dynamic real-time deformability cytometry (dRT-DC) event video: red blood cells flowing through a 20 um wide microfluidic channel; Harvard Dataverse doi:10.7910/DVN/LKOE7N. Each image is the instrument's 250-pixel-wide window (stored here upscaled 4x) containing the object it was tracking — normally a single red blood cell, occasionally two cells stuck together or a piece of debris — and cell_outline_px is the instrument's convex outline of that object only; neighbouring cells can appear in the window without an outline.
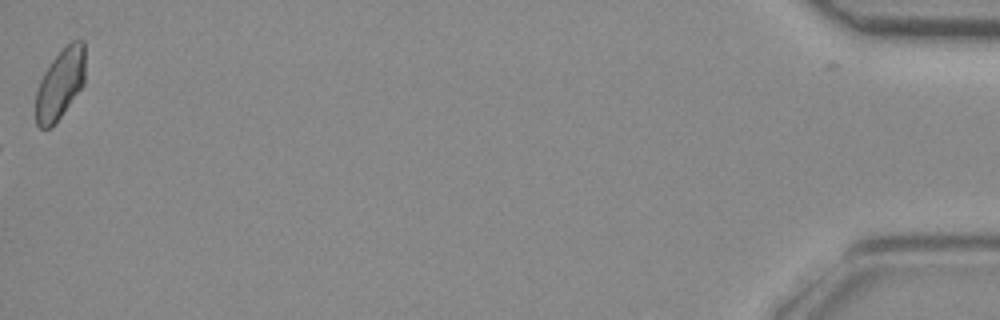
{"species": "common noctule bat (a hibernating species)", "species_latin": "Nyctalus noctula", "temperature_condition": "room temperature", "stored_images_in_passage": 45, "camera_frame_rate_fps": 3000, "um_per_image_px": 0.085, "animal": {"sex": "female", "body_mass_g": 29.2, "forearm_length_mm": 56.3}, "frame": {"image": 1, "passage_image": 45, "time_ms": 14.667, "image_size_px": [1000, 320], "cell_outline_px": [[84, 84], [52, 128], [40, 128], [36, 124], [36, 92], [40, 80], [44, 72], [52, 60], [72, 40], [84, 40]], "centroid_in_image_um": [5.11, 7.15], "position_along_channel_um": 430.1, "area_um2": 20.06}}